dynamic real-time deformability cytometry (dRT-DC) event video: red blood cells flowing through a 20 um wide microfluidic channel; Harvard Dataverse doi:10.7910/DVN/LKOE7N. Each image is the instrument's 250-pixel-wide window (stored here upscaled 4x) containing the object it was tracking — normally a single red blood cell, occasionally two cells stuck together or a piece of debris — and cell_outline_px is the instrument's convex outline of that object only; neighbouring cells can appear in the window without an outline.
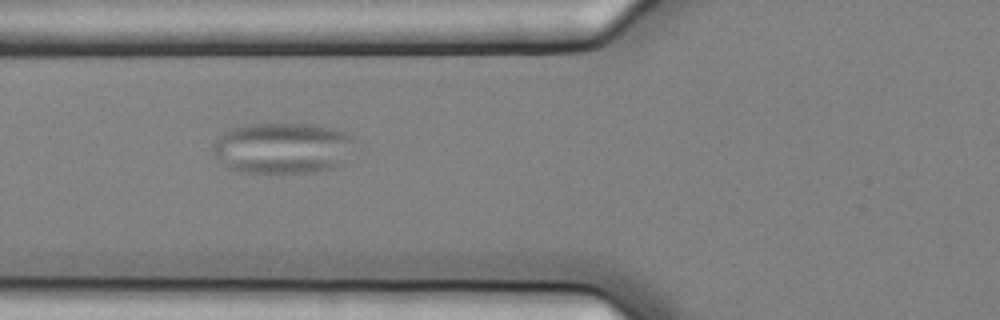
{"species": "common noctule bat (a hibernating species)", "species_latin": "Nyctalus noctula", "temperature_condition": "cold", "stored_images_in_passage": 6, "camera_frame_rate_fps": 3000, "um_per_image_px": 0.085, "animal": {"sex": "female", "body_mass_g": 25.1}, "frame": {"image": 1, "passage_image": 3, "time_ms": 0.667, "image_size_px": [1000, 320], "cell_outline_px": [[352, 140], [340, 164], [336, 168], [312, 172], [240, 172], [228, 168], [212, 152], [212, 144], [224, 132], [232, 128], [244, 124], [312, 124], [336, 128], [352, 136]], "centroid_in_image_um": [23.95, 12.57], "position_along_channel_um": 101.9, "area_um2": 41.73}}